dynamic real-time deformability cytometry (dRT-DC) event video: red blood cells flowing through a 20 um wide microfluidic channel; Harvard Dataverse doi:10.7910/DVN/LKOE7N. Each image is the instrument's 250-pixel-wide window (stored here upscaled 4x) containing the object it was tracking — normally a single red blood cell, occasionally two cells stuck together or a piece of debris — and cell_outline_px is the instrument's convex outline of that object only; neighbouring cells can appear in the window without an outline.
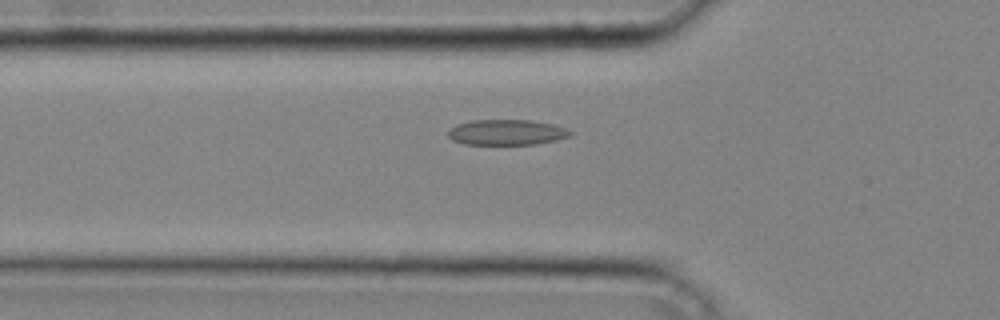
{"species": "common noctule bat (a hibernating species)", "species_latin": "Nyctalus noctula", "temperature_condition": "cold", "stored_images_in_passage": 38, "camera_frame_rate_fps": 3000, "um_per_image_px": 0.085, "animal": {"sex": "male", "body_mass_g": 20.4}, "frame": {"image": 1, "passage_image": 15, "time_ms": 4.667, "image_size_px": [1000, 320], "cell_outline_px": [[572, 132], [568, 136], [556, 140], [536, 144], [464, 144], [452, 140], [448, 136], [448, 132], [456, 124], [472, 120], [528, 120], [552, 124], [564, 128]], "centroid_in_image_um": [43.02, 11.24], "position_along_channel_um": 82.8, "area_um2": 17.92}}
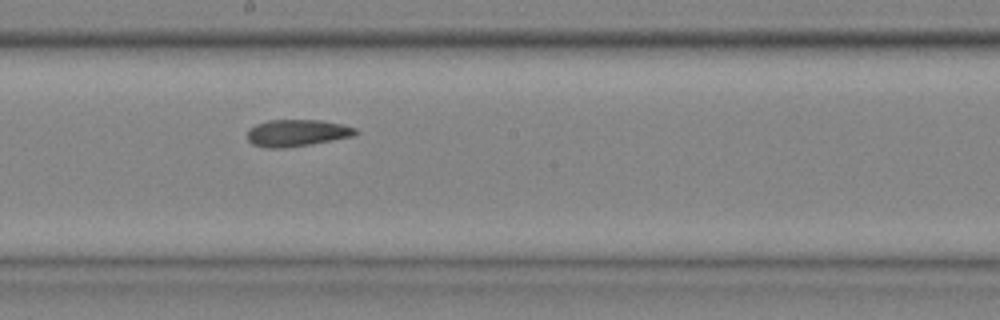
{"frame": {"image": 2, "passage_image": 24, "time_ms": 7.667, "image_size_px": [1000, 320], "cell_outline_px": [[360, 132], [356, 136], [312, 144], [284, 148], [264, 148], [252, 144], [248, 140], [248, 132], [256, 124], [268, 120], [320, 120], [344, 124], [356, 128]], "centroid_in_image_um": [25.3, 11.3], "position_along_channel_um": 222.9, "area_um2": 17.17}}
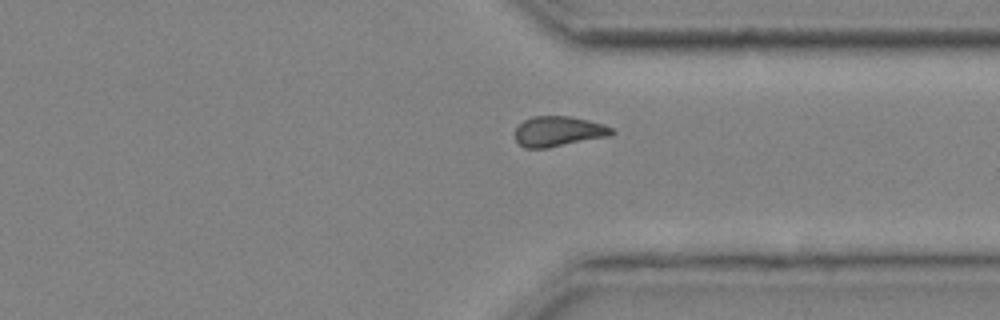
{"frame": {"image": 3, "passage_image": 33, "time_ms": 10.667, "image_size_px": [1000, 320], "cell_outline_px": [[616, 132], [612, 136], [548, 148], [524, 148], [516, 140], [516, 128], [524, 120], [532, 116], [572, 116], [604, 124], [612, 128]], "centroid_in_image_um": [47.52, 11.17], "position_along_channel_um": 363.9, "area_um2": 17.22}}